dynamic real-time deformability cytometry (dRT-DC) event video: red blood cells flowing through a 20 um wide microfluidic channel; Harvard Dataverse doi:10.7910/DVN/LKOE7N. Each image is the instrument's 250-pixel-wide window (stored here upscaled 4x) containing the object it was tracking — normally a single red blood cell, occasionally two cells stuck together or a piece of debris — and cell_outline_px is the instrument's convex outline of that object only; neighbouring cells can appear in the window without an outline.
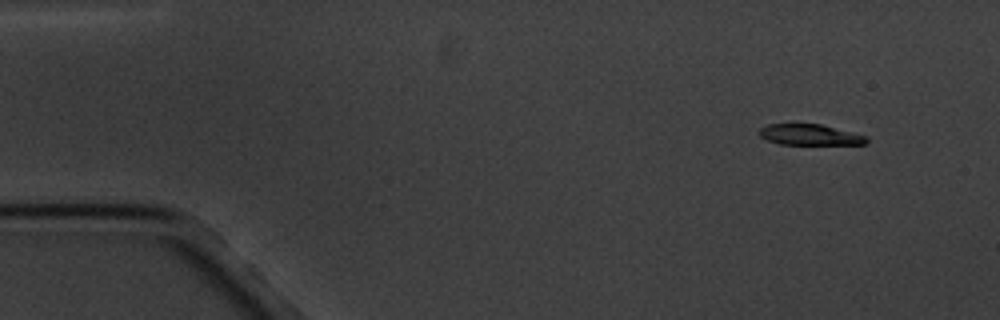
{"species": "common noctule bat (a hibernating species)", "species_latin": "Nyctalus noctula", "temperature_condition": "cold", "stored_images_in_passage": 4, "camera_frame_rate_fps": 3000, "um_per_image_px": 0.085, "animal": {"sex": "male", "body_mass_g": 20.1, "forearm_length_mm": 53.5}, "frame": {"image": 1, "passage_image": 1, "time_ms": 0.0, "image_size_px": [1000, 320], "cell_outline_px": [[868, 140], [864, 144], [780, 144], [768, 140], [760, 136], [760, 128], [768, 124], [820, 124], [864, 136]], "centroid_in_image_um": [68.78, 11.45], "position_along_channel_um": 16.2, "area_um2": 12.6}}
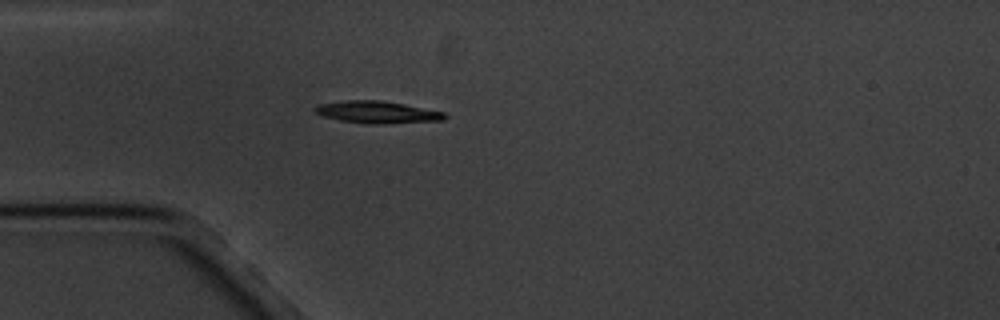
{"frame": {"image": 2, "passage_image": 4, "time_ms": 3.667, "image_size_px": [1000, 320], "cell_outline_px": [[448, 116], [444, 120], [384, 124], [372, 124], [340, 120], [320, 116], [312, 112], [312, 108], [320, 104], [344, 100], [380, 100], [404, 104], [444, 112]], "centroid_in_image_um": [32.02, 9.53], "position_along_channel_um": 53.0, "area_um2": 16.88}}